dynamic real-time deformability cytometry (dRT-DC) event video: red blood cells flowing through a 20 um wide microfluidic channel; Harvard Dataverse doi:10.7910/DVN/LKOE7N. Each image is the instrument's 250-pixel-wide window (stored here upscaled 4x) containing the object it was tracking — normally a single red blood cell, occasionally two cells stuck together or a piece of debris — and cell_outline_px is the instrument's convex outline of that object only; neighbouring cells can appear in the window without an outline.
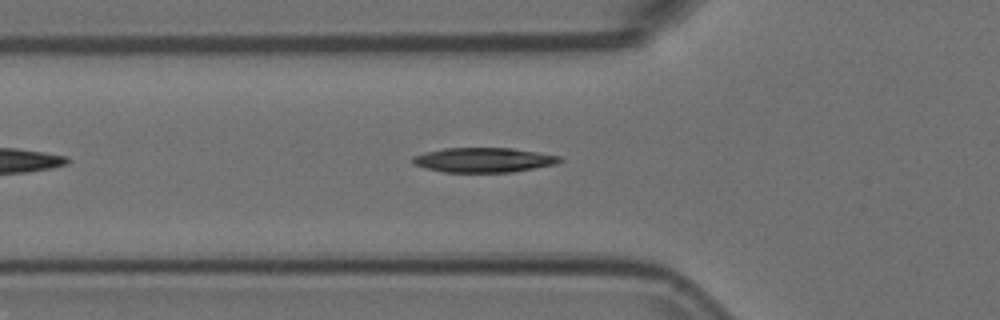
{"species": "Egyptian fruit bat (a non-hibernating species)", "species_latin": "Rousettus aegyptiacus", "temperature_condition": "room temperature", "stored_images_in_passage": 21, "camera_frame_rate_fps": 3000, "um_per_image_px": 0.085, "animal": {"sex": "female"}, "frame": {"image": 1, "passage_image": 7, "time_ms": 2.0, "image_size_px": [1000, 320], "cell_outline_px": [[564, 160], [556, 164], [512, 172], [444, 172], [424, 168], [412, 164], [412, 156], [424, 152], [444, 148], [512, 148], [560, 156]], "centroid_in_image_um": [41.07, 13.6], "position_along_channel_um": 84.7, "area_um2": 21.21}}
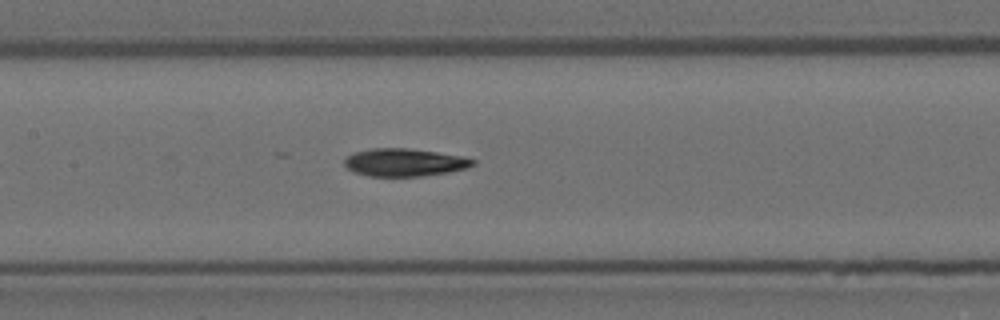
{"frame": {"image": 2, "passage_image": 14, "time_ms": 4.333, "image_size_px": [1000, 320], "cell_outline_px": [[476, 164], [468, 168], [448, 172], [420, 176], [368, 176], [356, 172], [348, 168], [344, 164], [344, 160], [348, 156], [356, 152], [372, 148], [408, 148], [464, 156], [476, 160]], "centroid_in_image_um": [34.43, 13.8], "position_along_channel_um": 173.0, "area_um2": 20.69}}
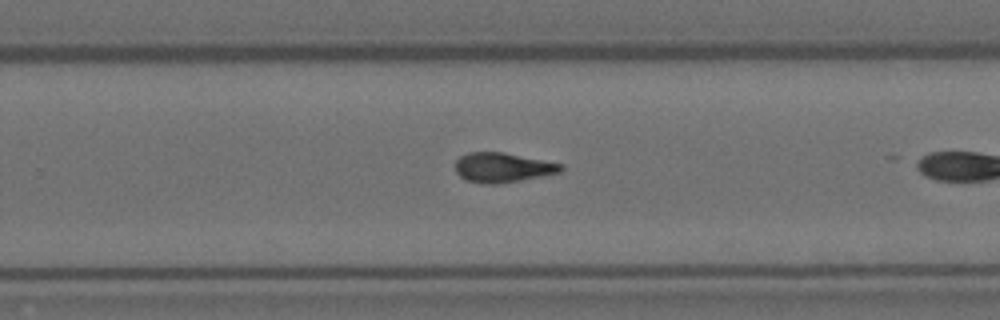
{"frame": {"image": 3, "passage_image": 20, "time_ms": 6.333, "image_size_px": [1000, 320], "cell_outline_px": [[564, 168], [560, 172], [544, 176], [496, 184], [484, 184], [468, 180], [460, 176], [456, 172], [456, 160], [460, 156], [468, 152], [504, 152], [564, 164]], "centroid_in_image_um": [42.75, 14.23], "position_along_channel_um": 287.1, "area_um2": 18.26}}